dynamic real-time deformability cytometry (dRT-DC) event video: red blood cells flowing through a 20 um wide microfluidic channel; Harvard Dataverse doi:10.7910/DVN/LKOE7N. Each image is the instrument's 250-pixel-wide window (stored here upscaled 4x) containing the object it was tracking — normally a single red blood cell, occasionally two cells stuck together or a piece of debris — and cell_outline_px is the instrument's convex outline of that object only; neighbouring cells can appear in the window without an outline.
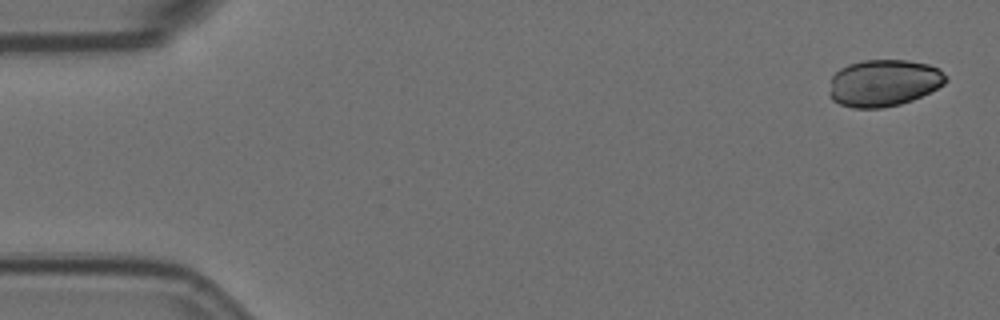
{"species": "Egyptian fruit bat (a non-hibernating species)", "species_latin": "Rousettus aegyptiacus", "temperature_condition": "room temperature", "stored_images_in_passage": 3, "camera_frame_rate_fps": 3000, "um_per_image_px": 0.085, "animal": {"sex": "female"}, "frame": {"image": 1, "passage_image": 3, "time_ms": 0.667, "image_size_px": [1000, 320], "cell_outline_px": [[948, 80], [944, 84], [912, 100], [900, 104], [880, 108], [852, 108], [840, 104], [832, 100], [828, 92], [832, 76], [840, 68], [848, 64], [864, 60], [908, 60], [928, 64], [940, 68], [948, 76]], "centroid_in_image_um": [75.11, 7.04], "position_along_channel_um": 9.9, "area_um2": 32.02}}